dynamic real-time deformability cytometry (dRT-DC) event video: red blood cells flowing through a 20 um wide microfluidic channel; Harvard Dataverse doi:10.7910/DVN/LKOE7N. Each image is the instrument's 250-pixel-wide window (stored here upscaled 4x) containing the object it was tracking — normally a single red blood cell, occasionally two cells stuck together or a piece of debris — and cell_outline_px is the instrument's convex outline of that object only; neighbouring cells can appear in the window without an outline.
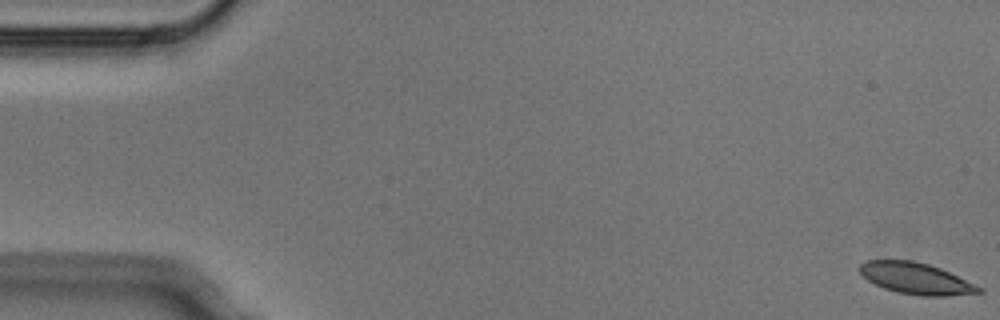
{"species": "Egyptian fruit bat (a non-hibernating species)", "species_latin": "Rousettus aegyptiacus", "temperature_condition": "cold", "stored_images_in_passage": 5, "camera_frame_rate_fps": 3000, "um_per_image_px": 0.085, "animal": {"sex": "male"}, "frame": {"image": 1, "passage_image": 1, "time_ms": 0.0, "image_size_px": [1000, 320], "cell_outline_px": [[984, 292], [944, 296], [920, 296], [896, 292], [884, 288], [868, 280], [860, 272], [860, 264], [864, 260], [912, 260], [928, 264], [940, 268], [976, 284], [984, 288]], "centroid_in_image_um": [77.88, 23.67], "position_along_channel_um": 7.1, "area_um2": 21.79}}